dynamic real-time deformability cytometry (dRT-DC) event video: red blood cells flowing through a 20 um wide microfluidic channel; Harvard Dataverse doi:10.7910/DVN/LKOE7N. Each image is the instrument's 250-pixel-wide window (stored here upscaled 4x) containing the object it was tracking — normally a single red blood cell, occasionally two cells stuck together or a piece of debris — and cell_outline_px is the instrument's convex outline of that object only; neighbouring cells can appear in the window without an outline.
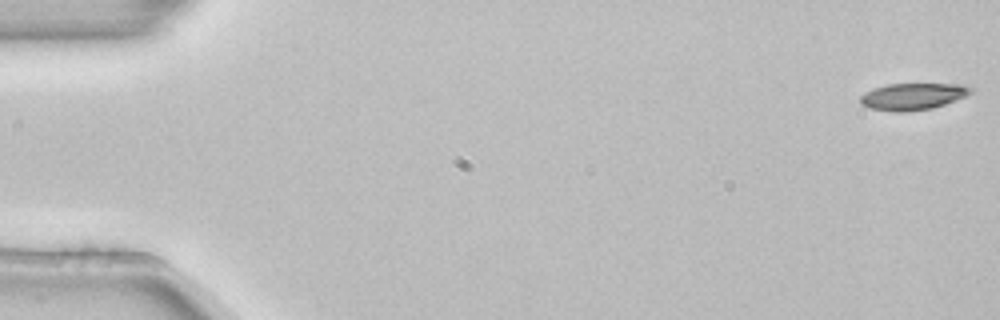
{"species": "common noctule bat (a hibernating species)", "species_latin": "Nyctalus noctula", "temperature_condition": "room temperature", "stored_images_in_passage": 5, "camera_frame_rate_fps": 3000, "um_per_image_px": 0.085, "animal": {"sex": "female", "body_mass_g": 22.7, "forearm_length_mm": 54.2}, "frame": {"image": 1, "passage_image": 1, "time_ms": 0.0, "image_size_px": [1000, 320], "cell_outline_px": [[972, 92], [964, 96], [944, 104], [932, 108], [908, 112], [892, 112], [868, 108], [860, 104], [860, 96], [864, 92], [872, 88], [888, 84], [960, 84], [972, 88]], "centroid_in_image_um": [77.5, 8.21], "position_along_channel_um": 7.5, "area_um2": 17.28}}
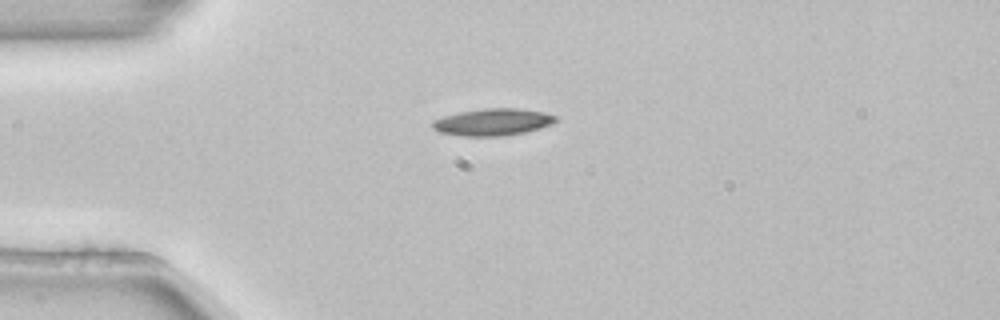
{"frame": {"image": 2, "passage_image": 4, "time_ms": 1.0, "image_size_px": [1000, 320], "cell_outline_px": [[556, 120], [540, 128], [524, 132], [504, 136], [464, 136], [440, 132], [432, 128], [432, 120], [444, 116], [460, 112], [484, 108], [516, 108], [544, 112], [556, 116]], "centroid_in_image_um": [41.85, 10.37], "position_along_channel_um": 43.2, "area_um2": 19.19}}